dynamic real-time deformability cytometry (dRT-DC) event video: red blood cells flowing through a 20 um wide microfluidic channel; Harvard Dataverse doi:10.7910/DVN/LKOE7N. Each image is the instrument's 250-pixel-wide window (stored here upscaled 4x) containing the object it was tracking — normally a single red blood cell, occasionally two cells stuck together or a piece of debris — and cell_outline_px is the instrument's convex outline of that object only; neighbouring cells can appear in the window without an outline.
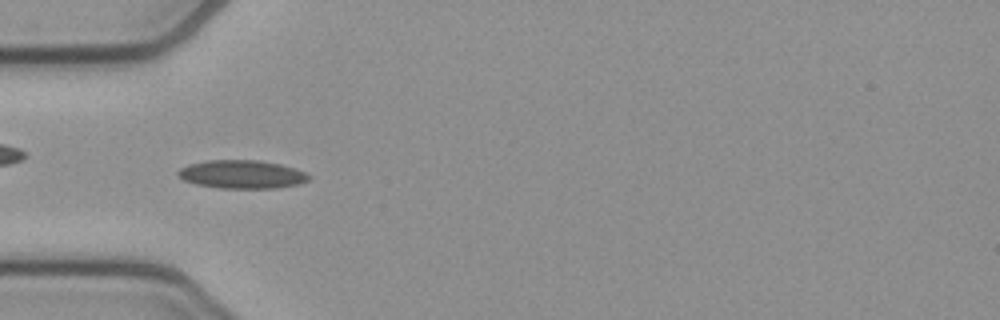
{"species": "common noctule bat (a hibernating species)", "species_latin": "Nyctalus noctula", "temperature_condition": "cold", "stored_images_in_passage": 50, "camera_frame_rate_fps": 3000, "um_per_image_px": 0.085, "animal": {"sex": "female", "body_mass_g": 21.9}, "frame": {"image": 1, "passage_image": 13, "time_ms": 4.0, "image_size_px": [1000, 320], "cell_outline_px": [[312, 176], [308, 180], [296, 184], [276, 188], [220, 188], [196, 184], [184, 180], [176, 172], [180, 168], [188, 164], [208, 160], [260, 160], [280, 164], [296, 168]], "centroid_in_image_um": [20.56, 14.81], "position_along_channel_um": 64.4, "area_um2": 21.56}}
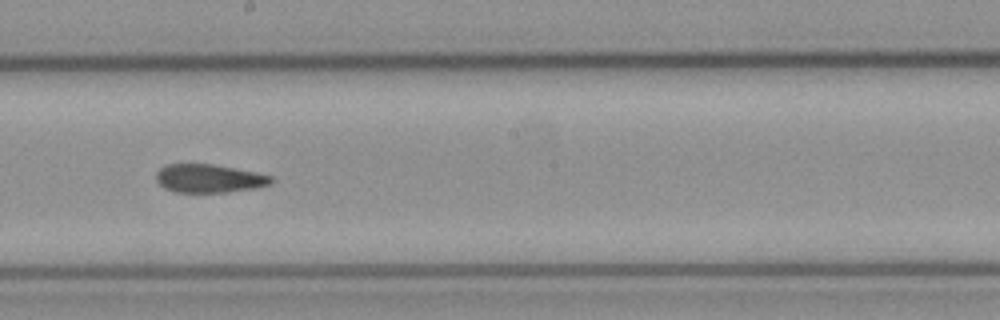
{"frame": {"image": 2, "passage_image": 26, "time_ms": 8.333, "image_size_px": [1000, 320], "cell_outline_px": [[276, 180], [272, 184], [256, 188], [228, 192], [176, 192], [164, 188], [156, 180], [156, 172], [160, 168], [168, 164], [212, 164], [256, 172], [272, 176]], "centroid_in_image_um": [17.81, 15.17], "position_along_channel_um": 230.4, "area_um2": 19.13}}
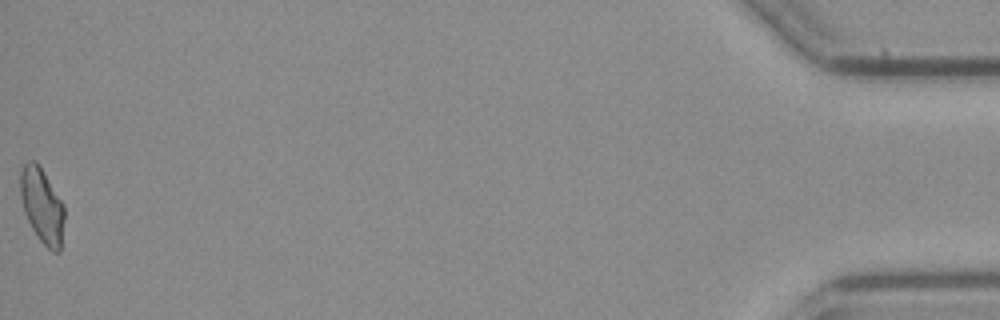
{"frame": {"image": 3, "passage_image": 50, "time_ms": 16.333, "image_size_px": [1000, 320], "cell_outline_px": [[64, 220], [60, 252], [52, 252], [40, 240], [32, 228], [24, 212], [20, 192], [20, 172], [24, 164], [28, 160], [36, 160], [40, 164], [64, 204]], "centroid_in_image_um": [3.58, 17.44], "position_along_channel_um": 431.6, "area_um2": 19.42}, "authors_computed_cell_mechanics": {"area_um2": 19.8543, "velocity_mm_per_s": 3.8288, "shape_relaxation_time_tau1_ms": null, "shape_relaxation_time_tau2_ms": 2.4541, "deformation_change_tau1": null, "deformation_change_tau2": 0.0923}}